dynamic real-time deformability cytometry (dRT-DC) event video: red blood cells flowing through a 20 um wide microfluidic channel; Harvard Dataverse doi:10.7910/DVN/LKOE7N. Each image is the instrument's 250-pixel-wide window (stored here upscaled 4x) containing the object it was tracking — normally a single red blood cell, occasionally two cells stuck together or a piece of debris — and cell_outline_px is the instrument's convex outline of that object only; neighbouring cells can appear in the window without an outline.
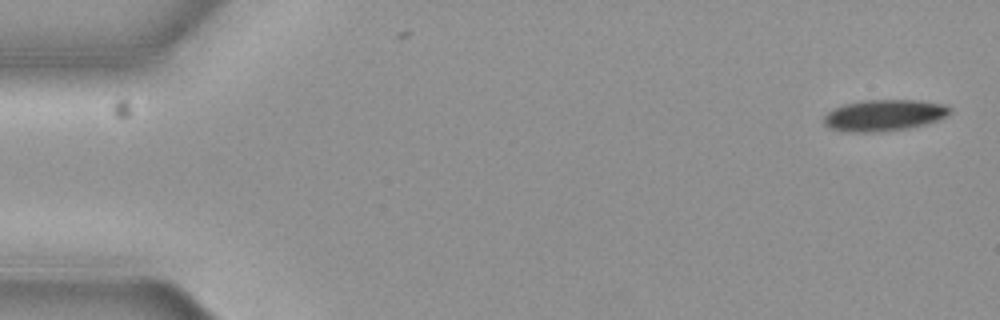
{"species": "common noctule bat (a hibernating species)", "species_latin": "Nyctalus noctula", "temperature_condition": "cold", "stored_images_in_passage": 6, "camera_frame_rate_fps": 3000, "um_per_image_px": 0.085, "animal": {"sex": "female", "body_mass_g": 19.3, "forearm_length_mm": 54.1}, "frame": {"image": 1, "passage_image": 6, "time_ms": 1.667, "image_size_px": [1000, 320], "cell_outline_px": [[952, 112], [936, 120], [924, 124], [908, 128], [880, 132], [840, 132], [828, 128], [824, 124], [824, 116], [828, 112], [844, 104], [864, 100], [916, 100], [948, 104], [952, 108]], "centroid_in_image_um": [75.14, 9.8], "position_along_channel_um": 9.9, "area_um2": 23.18}}